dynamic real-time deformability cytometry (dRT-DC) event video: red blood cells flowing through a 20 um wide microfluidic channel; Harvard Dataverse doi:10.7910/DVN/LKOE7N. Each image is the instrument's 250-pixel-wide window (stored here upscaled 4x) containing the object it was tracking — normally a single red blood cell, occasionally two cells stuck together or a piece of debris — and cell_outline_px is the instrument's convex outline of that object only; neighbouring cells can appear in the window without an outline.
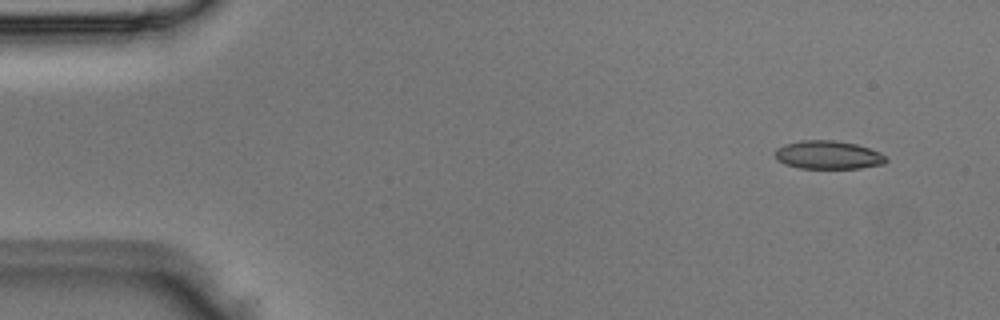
{"species": "Egyptian fruit bat (a non-hibernating species)", "species_latin": "Rousettus aegyptiacus", "temperature_condition": "room temperature", "stored_images_in_passage": 7, "camera_frame_rate_fps": 3000, "um_per_image_px": 0.085, "animal": {"sex": "male"}, "frame": {"image": 1, "passage_image": 2, "time_ms": 0.333, "image_size_px": [1000, 320], "cell_outline_px": [[888, 160], [884, 164], [860, 168], [800, 168], [784, 164], [776, 156], [776, 148], [784, 144], [800, 140], [836, 140], [856, 144], [880, 152], [888, 156]], "centroid_in_image_um": [70.43, 13.16], "position_along_channel_um": 14.6, "area_um2": 18.38}}
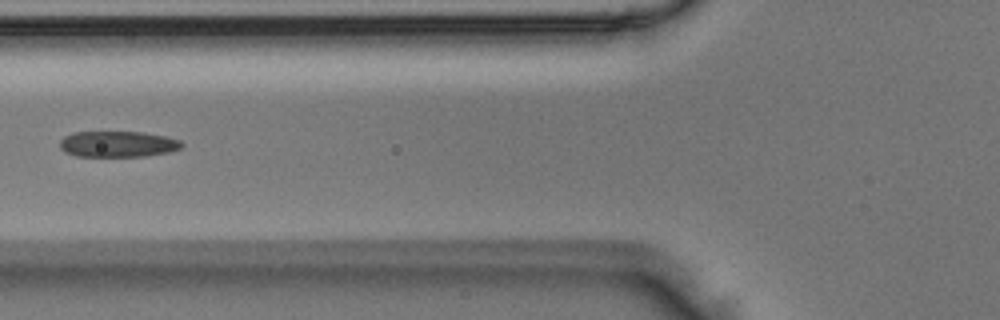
{"frame": {"image": 2, "passage_image": 6, "time_ms": 1.667, "image_size_px": [1000, 320], "cell_outline_px": [[184, 144], [180, 148], [168, 152], [144, 156], [76, 156], [64, 152], [60, 148], [60, 140], [64, 136], [72, 132], [140, 132], [164, 136], [180, 140]], "centroid_in_image_um": [9.97, 12.24], "position_along_channel_um": 115.8, "area_um2": 18.38}}
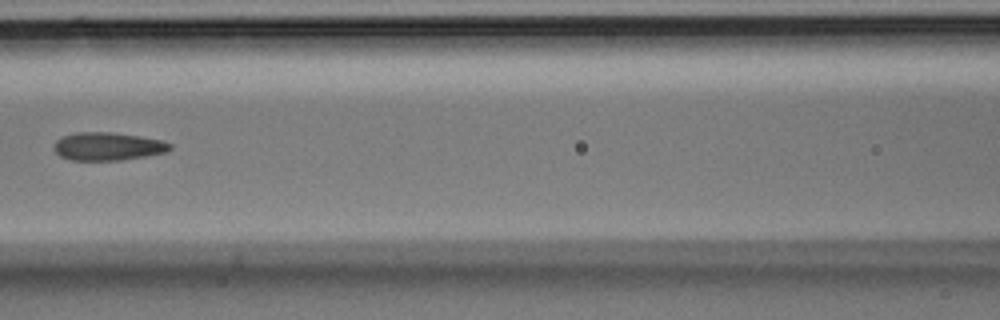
{"frame": {"image": 3, "passage_image": 7, "time_ms": 2.0, "image_size_px": [1000, 320], "cell_outline_px": [[172, 148], [168, 152], [120, 160], [68, 160], [60, 156], [52, 148], [56, 140], [64, 136], [76, 132], [108, 132], [140, 136], [160, 140], [172, 144]], "centroid_in_image_um": [9.15, 12.44], "position_along_channel_um": 157.5, "area_um2": 18.96}}